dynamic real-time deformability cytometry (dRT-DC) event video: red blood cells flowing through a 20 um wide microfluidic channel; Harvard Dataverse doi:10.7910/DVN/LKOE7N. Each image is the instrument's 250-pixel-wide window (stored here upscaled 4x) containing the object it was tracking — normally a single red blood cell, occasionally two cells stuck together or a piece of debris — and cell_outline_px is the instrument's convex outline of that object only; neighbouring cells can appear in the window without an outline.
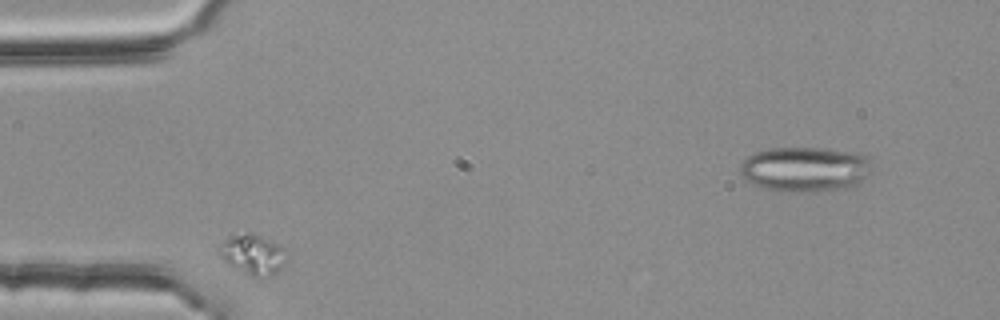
{"species": "common noctule bat (a hibernating species)", "species_latin": "Nyctalus noctula", "temperature_condition": "room temperature", "stored_images_in_passage": 4, "camera_frame_rate_fps": 3000, "um_per_image_px": 0.085, "animal": {"sex": "female", "body_mass_g": 25.1}, "frame": {"image": 1, "passage_image": 1, "time_ms": 0.0, "image_size_px": [1000, 320], "cell_outline_px": [[288, 256], [284, 264], [280, 268], [272, 272], [256, 276], [252, 276], [228, 264], [216, 252], [216, 248], [228, 236], [248, 232], [260, 236], [280, 244], [284, 248]], "centroid_in_image_um": [21.45, 21.57], "position_along_channel_um": 63.6, "area_um2": 15.49}}